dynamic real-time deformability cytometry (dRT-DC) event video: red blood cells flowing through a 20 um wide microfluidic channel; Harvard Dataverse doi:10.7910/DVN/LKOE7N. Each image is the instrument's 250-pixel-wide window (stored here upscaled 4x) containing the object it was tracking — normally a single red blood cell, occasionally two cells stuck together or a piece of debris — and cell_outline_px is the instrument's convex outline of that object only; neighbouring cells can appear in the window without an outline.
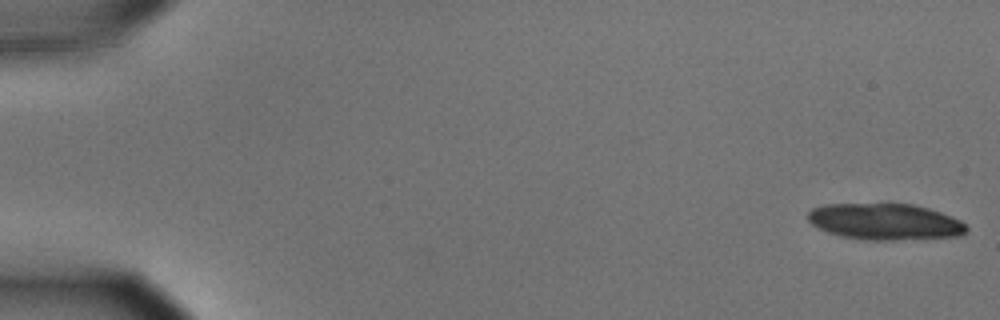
{"species": "common noctule bat (a hibernating species)", "species_latin": "Nyctalus noctula", "temperature_condition": "cold", "stored_images_in_passage": 21, "camera_frame_rate_fps": 3000, "um_per_image_px": 0.085, "animal": {"sex": "male", "body_mass_g": 15.6}, "frame": {"image": 1, "passage_image": 1, "time_ms": 0.0, "image_size_px": [1000, 320], "cell_outline_px": [[968, 232], [960, 236], [896, 240], [868, 240], [840, 236], [828, 232], [812, 224], [808, 220], [808, 212], [812, 208], [824, 204], [912, 204], [928, 208], [940, 212], [960, 220], [968, 228]], "centroid_in_image_um": [75.23, 18.85], "position_along_channel_um": 9.8, "area_um2": 33.52}}